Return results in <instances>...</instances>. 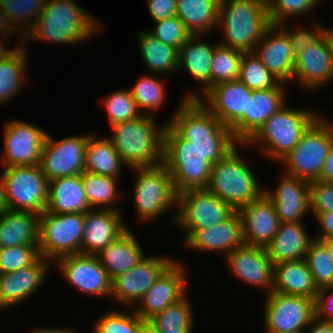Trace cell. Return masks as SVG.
<instances>
[{
  "label": "cell",
  "mask_w": 333,
  "mask_h": 333,
  "mask_svg": "<svg viewBox=\"0 0 333 333\" xmlns=\"http://www.w3.org/2000/svg\"><path fill=\"white\" fill-rule=\"evenodd\" d=\"M166 124L214 165L239 142L199 100L182 99Z\"/></svg>",
  "instance_id": "obj_1"
},
{
  "label": "cell",
  "mask_w": 333,
  "mask_h": 333,
  "mask_svg": "<svg viewBox=\"0 0 333 333\" xmlns=\"http://www.w3.org/2000/svg\"><path fill=\"white\" fill-rule=\"evenodd\" d=\"M100 25L92 14L74 0H47L40 17L24 36V42L29 39L28 42L50 41L75 45L101 32Z\"/></svg>",
  "instance_id": "obj_2"
},
{
  "label": "cell",
  "mask_w": 333,
  "mask_h": 333,
  "mask_svg": "<svg viewBox=\"0 0 333 333\" xmlns=\"http://www.w3.org/2000/svg\"><path fill=\"white\" fill-rule=\"evenodd\" d=\"M156 121L155 116L141 114L110 126L108 138L128 169L163 163L166 124L159 126Z\"/></svg>",
  "instance_id": "obj_3"
},
{
  "label": "cell",
  "mask_w": 333,
  "mask_h": 333,
  "mask_svg": "<svg viewBox=\"0 0 333 333\" xmlns=\"http://www.w3.org/2000/svg\"><path fill=\"white\" fill-rule=\"evenodd\" d=\"M271 25L268 0H220L217 27L223 28L222 45L253 52Z\"/></svg>",
  "instance_id": "obj_4"
},
{
  "label": "cell",
  "mask_w": 333,
  "mask_h": 333,
  "mask_svg": "<svg viewBox=\"0 0 333 333\" xmlns=\"http://www.w3.org/2000/svg\"><path fill=\"white\" fill-rule=\"evenodd\" d=\"M321 114L307 108H289L287 104L274 113L246 143L240 145L250 147L256 144L261 155L280 162Z\"/></svg>",
  "instance_id": "obj_5"
},
{
  "label": "cell",
  "mask_w": 333,
  "mask_h": 333,
  "mask_svg": "<svg viewBox=\"0 0 333 333\" xmlns=\"http://www.w3.org/2000/svg\"><path fill=\"white\" fill-rule=\"evenodd\" d=\"M238 143L217 163L212 165L207 190L238 211L260 198L264 188L254 175L246 160L238 154Z\"/></svg>",
  "instance_id": "obj_6"
},
{
  "label": "cell",
  "mask_w": 333,
  "mask_h": 333,
  "mask_svg": "<svg viewBox=\"0 0 333 333\" xmlns=\"http://www.w3.org/2000/svg\"><path fill=\"white\" fill-rule=\"evenodd\" d=\"M163 163L173 178L178 194L187 190L207 189L212 164L167 124L164 130Z\"/></svg>",
  "instance_id": "obj_7"
},
{
  "label": "cell",
  "mask_w": 333,
  "mask_h": 333,
  "mask_svg": "<svg viewBox=\"0 0 333 333\" xmlns=\"http://www.w3.org/2000/svg\"><path fill=\"white\" fill-rule=\"evenodd\" d=\"M130 169L136 175L133 201L140 222H151L178 206L179 194L164 163Z\"/></svg>",
  "instance_id": "obj_8"
},
{
  "label": "cell",
  "mask_w": 333,
  "mask_h": 333,
  "mask_svg": "<svg viewBox=\"0 0 333 333\" xmlns=\"http://www.w3.org/2000/svg\"><path fill=\"white\" fill-rule=\"evenodd\" d=\"M320 115L304 132L299 143L280 161L286 174L308 182L320 180L333 144V121ZM287 167V168H286Z\"/></svg>",
  "instance_id": "obj_9"
},
{
  "label": "cell",
  "mask_w": 333,
  "mask_h": 333,
  "mask_svg": "<svg viewBox=\"0 0 333 333\" xmlns=\"http://www.w3.org/2000/svg\"><path fill=\"white\" fill-rule=\"evenodd\" d=\"M0 176L9 210L39 216L46 211L48 179L40 165L5 167Z\"/></svg>",
  "instance_id": "obj_10"
},
{
  "label": "cell",
  "mask_w": 333,
  "mask_h": 333,
  "mask_svg": "<svg viewBox=\"0 0 333 333\" xmlns=\"http://www.w3.org/2000/svg\"><path fill=\"white\" fill-rule=\"evenodd\" d=\"M84 213L55 214L44 211L39 217V253L50 262L81 254Z\"/></svg>",
  "instance_id": "obj_11"
},
{
  "label": "cell",
  "mask_w": 333,
  "mask_h": 333,
  "mask_svg": "<svg viewBox=\"0 0 333 333\" xmlns=\"http://www.w3.org/2000/svg\"><path fill=\"white\" fill-rule=\"evenodd\" d=\"M173 222L182 228L186 241L195 231L229 219L236 210L207 189L187 190L178 195Z\"/></svg>",
  "instance_id": "obj_12"
},
{
  "label": "cell",
  "mask_w": 333,
  "mask_h": 333,
  "mask_svg": "<svg viewBox=\"0 0 333 333\" xmlns=\"http://www.w3.org/2000/svg\"><path fill=\"white\" fill-rule=\"evenodd\" d=\"M265 296L266 333H303L315 317L313 299L277 292Z\"/></svg>",
  "instance_id": "obj_13"
},
{
  "label": "cell",
  "mask_w": 333,
  "mask_h": 333,
  "mask_svg": "<svg viewBox=\"0 0 333 333\" xmlns=\"http://www.w3.org/2000/svg\"><path fill=\"white\" fill-rule=\"evenodd\" d=\"M89 135H72L55 140L47 133L39 165L48 181L76 176L85 171V150Z\"/></svg>",
  "instance_id": "obj_14"
},
{
  "label": "cell",
  "mask_w": 333,
  "mask_h": 333,
  "mask_svg": "<svg viewBox=\"0 0 333 333\" xmlns=\"http://www.w3.org/2000/svg\"><path fill=\"white\" fill-rule=\"evenodd\" d=\"M2 167L39 165L47 131L35 124L12 119L4 126Z\"/></svg>",
  "instance_id": "obj_15"
},
{
  "label": "cell",
  "mask_w": 333,
  "mask_h": 333,
  "mask_svg": "<svg viewBox=\"0 0 333 333\" xmlns=\"http://www.w3.org/2000/svg\"><path fill=\"white\" fill-rule=\"evenodd\" d=\"M176 258L146 255L131 270L111 279L110 298L124 306L134 307L156 279Z\"/></svg>",
  "instance_id": "obj_16"
},
{
  "label": "cell",
  "mask_w": 333,
  "mask_h": 333,
  "mask_svg": "<svg viewBox=\"0 0 333 333\" xmlns=\"http://www.w3.org/2000/svg\"><path fill=\"white\" fill-rule=\"evenodd\" d=\"M61 276L82 294L111 296V279L97 255L73 254L55 260Z\"/></svg>",
  "instance_id": "obj_17"
},
{
  "label": "cell",
  "mask_w": 333,
  "mask_h": 333,
  "mask_svg": "<svg viewBox=\"0 0 333 333\" xmlns=\"http://www.w3.org/2000/svg\"><path fill=\"white\" fill-rule=\"evenodd\" d=\"M251 95L252 90L237 79L212 86L203 98L193 91L183 98L199 100L224 126L231 128L247 112Z\"/></svg>",
  "instance_id": "obj_18"
},
{
  "label": "cell",
  "mask_w": 333,
  "mask_h": 333,
  "mask_svg": "<svg viewBox=\"0 0 333 333\" xmlns=\"http://www.w3.org/2000/svg\"><path fill=\"white\" fill-rule=\"evenodd\" d=\"M186 273L185 265L174 260L133 307L134 311L144 320H149L178 302L188 291Z\"/></svg>",
  "instance_id": "obj_19"
},
{
  "label": "cell",
  "mask_w": 333,
  "mask_h": 333,
  "mask_svg": "<svg viewBox=\"0 0 333 333\" xmlns=\"http://www.w3.org/2000/svg\"><path fill=\"white\" fill-rule=\"evenodd\" d=\"M225 260L233 276L240 281L265 289L267 294L273 291L275 264L266 247L244 244L230 252Z\"/></svg>",
  "instance_id": "obj_20"
},
{
  "label": "cell",
  "mask_w": 333,
  "mask_h": 333,
  "mask_svg": "<svg viewBox=\"0 0 333 333\" xmlns=\"http://www.w3.org/2000/svg\"><path fill=\"white\" fill-rule=\"evenodd\" d=\"M284 84L280 82L274 88L252 91L247 112L230 128L239 143H246L274 113L286 105Z\"/></svg>",
  "instance_id": "obj_21"
},
{
  "label": "cell",
  "mask_w": 333,
  "mask_h": 333,
  "mask_svg": "<svg viewBox=\"0 0 333 333\" xmlns=\"http://www.w3.org/2000/svg\"><path fill=\"white\" fill-rule=\"evenodd\" d=\"M332 79L333 56L328 36L324 33L295 58L292 81H297L305 89L315 91L326 86Z\"/></svg>",
  "instance_id": "obj_22"
},
{
  "label": "cell",
  "mask_w": 333,
  "mask_h": 333,
  "mask_svg": "<svg viewBox=\"0 0 333 333\" xmlns=\"http://www.w3.org/2000/svg\"><path fill=\"white\" fill-rule=\"evenodd\" d=\"M274 190L264 187V195L274 204L281 223L304 222L310 212V182L284 174ZM305 215V216H304Z\"/></svg>",
  "instance_id": "obj_23"
},
{
  "label": "cell",
  "mask_w": 333,
  "mask_h": 333,
  "mask_svg": "<svg viewBox=\"0 0 333 333\" xmlns=\"http://www.w3.org/2000/svg\"><path fill=\"white\" fill-rule=\"evenodd\" d=\"M52 262L40 256L33 264L0 275V311L22 304L46 281Z\"/></svg>",
  "instance_id": "obj_24"
},
{
  "label": "cell",
  "mask_w": 333,
  "mask_h": 333,
  "mask_svg": "<svg viewBox=\"0 0 333 333\" xmlns=\"http://www.w3.org/2000/svg\"><path fill=\"white\" fill-rule=\"evenodd\" d=\"M238 212L242 220L244 243L267 247L281 223L274 204L263 194L240 208Z\"/></svg>",
  "instance_id": "obj_25"
},
{
  "label": "cell",
  "mask_w": 333,
  "mask_h": 333,
  "mask_svg": "<svg viewBox=\"0 0 333 333\" xmlns=\"http://www.w3.org/2000/svg\"><path fill=\"white\" fill-rule=\"evenodd\" d=\"M128 228L120 211L89 210L85 213L81 254L97 255Z\"/></svg>",
  "instance_id": "obj_26"
},
{
  "label": "cell",
  "mask_w": 333,
  "mask_h": 333,
  "mask_svg": "<svg viewBox=\"0 0 333 333\" xmlns=\"http://www.w3.org/2000/svg\"><path fill=\"white\" fill-rule=\"evenodd\" d=\"M254 52L278 81H292L295 58L287 35L277 25L266 30Z\"/></svg>",
  "instance_id": "obj_27"
},
{
  "label": "cell",
  "mask_w": 333,
  "mask_h": 333,
  "mask_svg": "<svg viewBox=\"0 0 333 333\" xmlns=\"http://www.w3.org/2000/svg\"><path fill=\"white\" fill-rule=\"evenodd\" d=\"M183 243L192 250L222 252L226 257L230 252L245 244L239 212L236 211L229 219L215 226L195 231Z\"/></svg>",
  "instance_id": "obj_28"
},
{
  "label": "cell",
  "mask_w": 333,
  "mask_h": 333,
  "mask_svg": "<svg viewBox=\"0 0 333 333\" xmlns=\"http://www.w3.org/2000/svg\"><path fill=\"white\" fill-rule=\"evenodd\" d=\"M138 238L128 228L117 239L102 249L97 257L110 279L135 267L146 255Z\"/></svg>",
  "instance_id": "obj_29"
},
{
  "label": "cell",
  "mask_w": 333,
  "mask_h": 333,
  "mask_svg": "<svg viewBox=\"0 0 333 333\" xmlns=\"http://www.w3.org/2000/svg\"><path fill=\"white\" fill-rule=\"evenodd\" d=\"M91 210L84 192L81 174L48 181L46 212L86 213Z\"/></svg>",
  "instance_id": "obj_30"
},
{
  "label": "cell",
  "mask_w": 333,
  "mask_h": 333,
  "mask_svg": "<svg viewBox=\"0 0 333 333\" xmlns=\"http://www.w3.org/2000/svg\"><path fill=\"white\" fill-rule=\"evenodd\" d=\"M314 240L303 222L280 223L279 229L266 250L274 264L302 260Z\"/></svg>",
  "instance_id": "obj_31"
},
{
  "label": "cell",
  "mask_w": 333,
  "mask_h": 333,
  "mask_svg": "<svg viewBox=\"0 0 333 333\" xmlns=\"http://www.w3.org/2000/svg\"><path fill=\"white\" fill-rule=\"evenodd\" d=\"M202 36L191 35L180 48L178 71H186L200 82L203 95L210 88L212 55L217 44L211 45Z\"/></svg>",
  "instance_id": "obj_32"
},
{
  "label": "cell",
  "mask_w": 333,
  "mask_h": 333,
  "mask_svg": "<svg viewBox=\"0 0 333 333\" xmlns=\"http://www.w3.org/2000/svg\"><path fill=\"white\" fill-rule=\"evenodd\" d=\"M272 292L303 296L315 300L318 288L305 260L285 261L275 264Z\"/></svg>",
  "instance_id": "obj_33"
},
{
  "label": "cell",
  "mask_w": 333,
  "mask_h": 333,
  "mask_svg": "<svg viewBox=\"0 0 333 333\" xmlns=\"http://www.w3.org/2000/svg\"><path fill=\"white\" fill-rule=\"evenodd\" d=\"M39 215L8 210L0 216V248L39 245Z\"/></svg>",
  "instance_id": "obj_34"
},
{
  "label": "cell",
  "mask_w": 333,
  "mask_h": 333,
  "mask_svg": "<svg viewBox=\"0 0 333 333\" xmlns=\"http://www.w3.org/2000/svg\"><path fill=\"white\" fill-rule=\"evenodd\" d=\"M176 4V16L192 35L207 36L216 29L220 0H176Z\"/></svg>",
  "instance_id": "obj_35"
},
{
  "label": "cell",
  "mask_w": 333,
  "mask_h": 333,
  "mask_svg": "<svg viewBox=\"0 0 333 333\" xmlns=\"http://www.w3.org/2000/svg\"><path fill=\"white\" fill-rule=\"evenodd\" d=\"M138 47L142 62L151 74H172L178 71L179 50L161 42L148 30L140 31Z\"/></svg>",
  "instance_id": "obj_36"
},
{
  "label": "cell",
  "mask_w": 333,
  "mask_h": 333,
  "mask_svg": "<svg viewBox=\"0 0 333 333\" xmlns=\"http://www.w3.org/2000/svg\"><path fill=\"white\" fill-rule=\"evenodd\" d=\"M126 165L109 138L90 134L85 150V171L119 179Z\"/></svg>",
  "instance_id": "obj_37"
},
{
  "label": "cell",
  "mask_w": 333,
  "mask_h": 333,
  "mask_svg": "<svg viewBox=\"0 0 333 333\" xmlns=\"http://www.w3.org/2000/svg\"><path fill=\"white\" fill-rule=\"evenodd\" d=\"M23 44V42L18 43V47L11 55L0 60V106L18 95L26 83L25 69L29 57Z\"/></svg>",
  "instance_id": "obj_38"
},
{
  "label": "cell",
  "mask_w": 333,
  "mask_h": 333,
  "mask_svg": "<svg viewBox=\"0 0 333 333\" xmlns=\"http://www.w3.org/2000/svg\"><path fill=\"white\" fill-rule=\"evenodd\" d=\"M81 178L91 209L120 211L119 208L115 207L117 201L124 198L119 189V182H117L119 179L86 171L81 174Z\"/></svg>",
  "instance_id": "obj_39"
},
{
  "label": "cell",
  "mask_w": 333,
  "mask_h": 333,
  "mask_svg": "<svg viewBox=\"0 0 333 333\" xmlns=\"http://www.w3.org/2000/svg\"><path fill=\"white\" fill-rule=\"evenodd\" d=\"M186 294L178 302L169 305L149 320L159 333H192L194 316L192 305Z\"/></svg>",
  "instance_id": "obj_40"
},
{
  "label": "cell",
  "mask_w": 333,
  "mask_h": 333,
  "mask_svg": "<svg viewBox=\"0 0 333 333\" xmlns=\"http://www.w3.org/2000/svg\"><path fill=\"white\" fill-rule=\"evenodd\" d=\"M148 73L141 76L134 86L128 88L130 94L133 96L136 106L141 114L155 116L154 112L163 109L164 102H166V88L165 83L157 75ZM153 75V76H152ZM159 79V80H158ZM145 109V110H143ZM153 111V112H152ZM144 112V113H143Z\"/></svg>",
  "instance_id": "obj_41"
},
{
  "label": "cell",
  "mask_w": 333,
  "mask_h": 333,
  "mask_svg": "<svg viewBox=\"0 0 333 333\" xmlns=\"http://www.w3.org/2000/svg\"><path fill=\"white\" fill-rule=\"evenodd\" d=\"M244 52L217 43L212 55L210 88L216 84L239 79Z\"/></svg>",
  "instance_id": "obj_42"
},
{
  "label": "cell",
  "mask_w": 333,
  "mask_h": 333,
  "mask_svg": "<svg viewBox=\"0 0 333 333\" xmlns=\"http://www.w3.org/2000/svg\"><path fill=\"white\" fill-rule=\"evenodd\" d=\"M47 0H0V8L25 36L45 8ZM22 27V28H21Z\"/></svg>",
  "instance_id": "obj_43"
},
{
  "label": "cell",
  "mask_w": 333,
  "mask_h": 333,
  "mask_svg": "<svg viewBox=\"0 0 333 333\" xmlns=\"http://www.w3.org/2000/svg\"><path fill=\"white\" fill-rule=\"evenodd\" d=\"M239 80L252 91L274 88L280 83L254 51L244 52L240 65Z\"/></svg>",
  "instance_id": "obj_44"
},
{
  "label": "cell",
  "mask_w": 333,
  "mask_h": 333,
  "mask_svg": "<svg viewBox=\"0 0 333 333\" xmlns=\"http://www.w3.org/2000/svg\"><path fill=\"white\" fill-rule=\"evenodd\" d=\"M304 260L318 289L333 287V262L320 240L314 239L310 243Z\"/></svg>",
  "instance_id": "obj_45"
},
{
  "label": "cell",
  "mask_w": 333,
  "mask_h": 333,
  "mask_svg": "<svg viewBox=\"0 0 333 333\" xmlns=\"http://www.w3.org/2000/svg\"><path fill=\"white\" fill-rule=\"evenodd\" d=\"M144 321L134 309L131 311L109 310L94 322L93 333H137Z\"/></svg>",
  "instance_id": "obj_46"
},
{
  "label": "cell",
  "mask_w": 333,
  "mask_h": 333,
  "mask_svg": "<svg viewBox=\"0 0 333 333\" xmlns=\"http://www.w3.org/2000/svg\"><path fill=\"white\" fill-rule=\"evenodd\" d=\"M102 99L101 103L108 113L110 126L117 122L135 119L141 115L127 88L114 91Z\"/></svg>",
  "instance_id": "obj_47"
},
{
  "label": "cell",
  "mask_w": 333,
  "mask_h": 333,
  "mask_svg": "<svg viewBox=\"0 0 333 333\" xmlns=\"http://www.w3.org/2000/svg\"><path fill=\"white\" fill-rule=\"evenodd\" d=\"M40 257L38 245L0 248V275L15 272L33 264Z\"/></svg>",
  "instance_id": "obj_48"
},
{
  "label": "cell",
  "mask_w": 333,
  "mask_h": 333,
  "mask_svg": "<svg viewBox=\"0 0 333 333\" xmlns=\"http://www.w3.org/2000/svg\"><path fill=\"white\" fill-rule=\"evenodd\" d=\"M321 0H268L271 24L286 22L288 18L298 17L314 10Z\"/></svg>",
  "instance_id": "obj_49"
},
{
  "label": "cell",
  "mask_w": 333,
  "mask_h": 333,
  "mask_svg": "<svg viewBox=\"0 0 333 333\" xmlns=\"http://www.w3.org/2000/svg\"><path fill=\"white\" fill-rule=\"evenodd\" d=\"M156 26L148 30L150 34L161 42L171 45L180 50L192 35L185 27V24L177 17H169L155 21Z\"/></svg>",
  "instance_id": "obj_50"
},
{
  "label": "cell",
  "mask_w": 333,
  "mask_h": 333,
  "mask_svg": "<svg viewBox=\"0 0 333 333\" xmlns=\"http://www.w3.org/2000/svg\"><path fill=\"white\" fill-rule=\"evenodd\" d=\"M286 24L288 23L283 22L277 24V26L287 35L294 58H297L307 46L316 42L325 33L326 28L324 24H319L316 21L313 23L312 29H306L302 26L292 29Z\"/></svg>",
  "instance_id": "obj_51"
},
{
  "label": "cell",
  "mask_w": 333,
  "mask_h": 333,
  "mask_svg": "<svg viewBox=\"0 0 333 333\" xmlns=\"http://www.w3.org/2000/svg\"><path fill=\"white\" fill-rule=\"evenodd\" d=\"M310 212L317 216L322 212H333V184L320 180L310 182Z\"/></svg>",
  "instance_id": "obj_52"
},
{
  "label": "cell",
  "mask_w": 333,
  "mask_h": 333,
  "mask_svg": "<svg viewBox=\"0 0 333 333\" xmlns=\"http://www.w3.org/2000/svg\"><path fill=\"white\" fill-rule=\"evenodd\" d=\"M314 310L317 319L333 321V287L318 289Z\"/></svg>",
  "instance_id": "obj_53"
},
{
  "label": "cell",
  "mask_w": 333,
  "mask_h": 333,
  "mask_svg": "<svg viewBox=\"0 0 333 333\" xmlns=\"http://www.w3.org/2000/svg\"><path fill=\"white\" fill-rule=\"evenodd\" d=\"M146 2L154 22L177 15L176 0H146Z\"/></svg>",
  "instance_id": "obj_54"
},
{
  "label": "cell",
  "mask_w": 333,
  "mask_h": 333,
  "mask_svg": "<svg viewBox=\"0 0 333 333\" xmlns=\"http://www.w3.org/2000/svg\"><path fill=\"white\" fill-rule=\"evenodd\" d=\"M317 223L319 224V231L314 239L317 240H327L333 239V212H322L315 217Z\"/></svg>",
  "instance_id": "obj_55"
},
{
  "label": "cell",
  "mask_w": 333,
  "mask_h": 333,
  "mask_svg": "<svg viewBox=\"0 0 333 333\" xmlns=\"http://www.w3.org/2000/svg\"><path fill=\"white\" fill-rule=\"evenodd\" d=\"M0 34L3 36H11L20 34L22 42L24 41V35L20 32L11 22L10 18L6 13L0 8Z\"/></svg>",
  "instance_id": "obj_56"
},
{
  "label": "cell",
  "mask_w": 333,
  "mask_h": 333,
  "mask_svg": "<svg viewBox=\"0 0 333 333\" xmlns=\"http://www.w3.org/2000/svg\"><path fill=\"white\" fill-rule=\"evenodd\" d=\"M308 327L303 333H333V321L330 320H320L314 317Z\"/></svg>",
  "instance_id": "obj_57"
},
{
  "label": "cell",
  "mask_w": 333,
  "mask_h": 333,
  "mask_svg": "<svg viewBox=\"0 0 333 333\" xmlns=\"http://www.w3.org/2000/svg\"><path fill=\"white\" fill-rule=\"evenodd\" d=\"M320 181L333 184V144L321 171Z\"/></svg>",
  "instance_id": "obj_58"
},
{
  "label": "cell",
  "mask_w": 333,
  "mask_h": 333,
  "mask_svg": "<svg viewBox=\"0 0 333 333\" xmlns=\"http://www.w3.org/2000/svg\"><path fill=\"white\" fill-rule=\"evenodd\" d=\"M34 329V330H33ZM31 333H76L74 330L69 328H33Z\"/></svg>",
  "instance_id": "obj_59"
},
{
  "label": "cell",
  "mask_w": 333,
  "mask_h": 333,
  "mask_svg": "<svg viewBox=\"0 0 333 333\" xmlns=\"http://www.w3.org/2000/svg\"><path fill=\"white\" fill-rule=\"evenodd\" d=\"M137 333H159L157 328L152 324L150 320H144L137 330Z\"/></svg>",
  "instance_id": "obj_60"
},
{
  "label": "cell",
  "mask_w": 333,
  "mask_h": 333,
  "mask_svg": "<svg viewBox=\"0 0 333 333\" xmlns=\"http://www.w3.org/2000/svg\"><path fill=\"white\" fill-rule=\"evenodd\" d=\"M9 210L5 192H4V185L0 176V216L5 214Z\"/></svg>",
  "instance_id": "obj_61"
},
{
  "label": "cell",
  "mask_w": 333,
  "mask_h": 333,
  "mask_svg": "<svg viewBox=\"0 0 333 333\" xmlns=\"http://www.w3.org/2000/svg\"><path fill=\"white\" fill-rule=\"evenodd\" d=\"M0 37H3V40L6 39L5 41H7L8 39H10L9 37L12 36H3L0 34ZM2 39H0V60L5 59L6 57H8L9 55H11L18 46H15V48L13 49H7V47H4L3 45V41L1 42Z\"/></svg>",
  "instance_id": "obj_62"
},
{
  "label": "cell",
  "mask_w": 333,
  "mask_h": 333,
  "mask_svg": "<svg viewBox=\"0 0 333 333\" xmlns=\"http://www.w3.org/2000/svg\"><path fill=\"white\" fill-rule=\"evenodd\" d=\"M326 247V250L333 262V239L320 240Z\"/></svg>",
  "instance_id": "obj_63"
},
{
  "label": "cell",
  "mask_w": 333,
  "mask_h": 333,
  "mask_svg": "<svg viewBox=\"0 0 333 333\" xmlns=\"http://www.w3.org/2000/svg\"><path fill=\"white\" fill-rule=\"evenodd\" d=\"M325 33L328 36V41L331 47V51H332V56H333V29L331 27H326L325 28Z\"/></svg>",
  "instance_id": "obj_64"
}]
</instances>
